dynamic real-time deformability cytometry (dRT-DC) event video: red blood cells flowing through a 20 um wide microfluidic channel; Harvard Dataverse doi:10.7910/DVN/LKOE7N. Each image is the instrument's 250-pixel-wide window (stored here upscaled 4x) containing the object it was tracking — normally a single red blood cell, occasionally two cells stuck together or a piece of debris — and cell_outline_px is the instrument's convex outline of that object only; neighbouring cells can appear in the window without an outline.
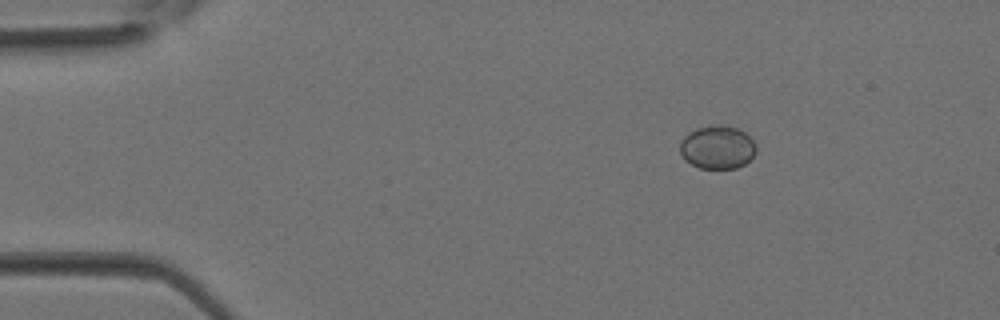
{"species": "Egyptian fruit bat (a non-hibernating species)", "species_latin": "Rousettus aegyptiacus", "temperature_condition": "room temperature", "stored_images_in_passage": 37, "camera_frame_rate_fps": 3000, "um_per_image_px": 0.085, "animal": {"sex": "female"}, "frame": {"image": 1, "passage_image": 5, "time_ms": 1.333, "image_size_px": [1000, 320], "cell_outline_px": [[756, 152], [744, 164], [736, 168], [700, 168], [684, 160], [680, 152], [680, 140], [688, 132], [696, 128], [716, 124], [720, 124], [736, 128], [744, 132], [756, 144]], "centroid_in_image_um": [60.95, 12.5], "position_along_channel_um": 24.1, "area_um2": 19.25}}
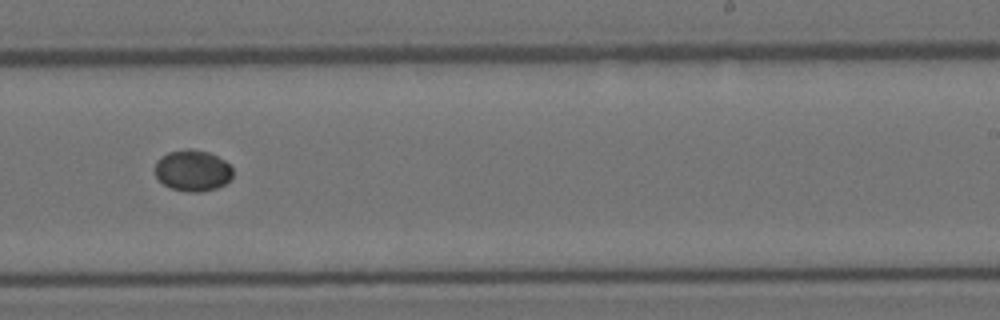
{"frame": {"image": 2, "passage_image": 23, "time_ms": 7.333, "image_size_px": [1000, 320], "cell_outline_px": [[232, 176], [224, 184], [216, 188], [200, 192], [188, 192], [172, 188], [164, 184], [156, 176], [156, 160], [160, 156], [168, 152], [188, 148], [192, 148], [208, 152], [224, 160], [232, 168]], "centroid_in_image_um": [16.36, 14.48], "position_along_channel_um": 272.6, "area_um2": 18.61}}
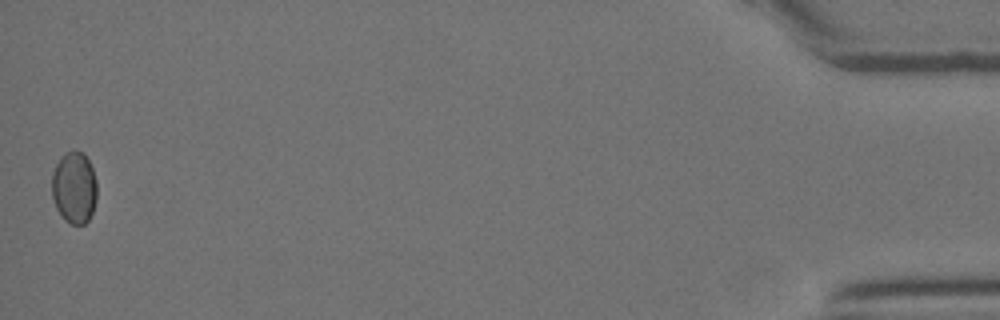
{"frame": {"image": 3, "passage_image": 37, "time_ms": 12.0, "image_size_px": [1000, 320], "cell_outline_px": [[96, 200], [92, 212], [88, 220], [84, 224], [72, 224], [64, 220], [56, 208], [52, 196], [52, 172], [60, 156], [64, 152], [76, 148], [88, 160], [92, 168], [96, 180]], "centroid_in_image_um": [6.29, 15.92], "position_along_channel_um": 428.9, "area_um2": 19.02}}